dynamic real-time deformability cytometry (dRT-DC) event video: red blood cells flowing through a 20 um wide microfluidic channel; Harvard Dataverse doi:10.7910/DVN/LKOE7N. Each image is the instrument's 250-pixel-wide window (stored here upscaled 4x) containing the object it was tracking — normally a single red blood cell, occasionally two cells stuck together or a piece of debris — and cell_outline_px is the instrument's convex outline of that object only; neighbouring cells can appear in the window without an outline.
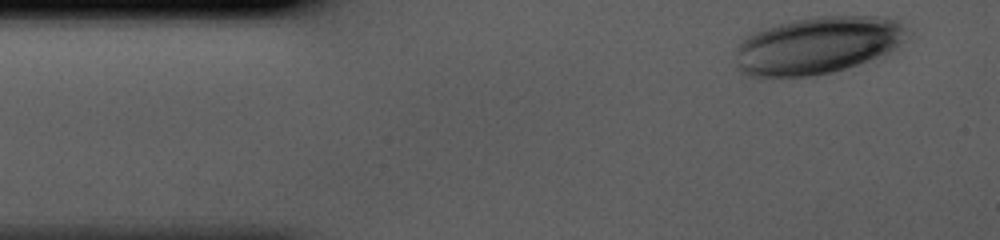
{"species": "human", "species_latin": "Homo sapiens", "temperature_condition": "cold", "stored_images_in_passage": 34, "camera_frame_rate_fps": 3000, "um_per_image_px": 0.085, "donor": {"sex": "male"}, "frame": {"image": 1, "passage_image": 1, "time_ms": 0.0, "image_size_px": [1000, 240], "cell_outline_px": [[912, 32], [904, 40], [884, 56], [832, 72], [816, 76], [744, 76], [736, 68], [736, 48], [740, 40], [764, 28], [792, 20], [812, 16], [876, 16], [896, 20]], "centroid_in_image_um": [69.49, 3.85], "position_along_channel_um": 15.5, "area_um2": 57.68}}
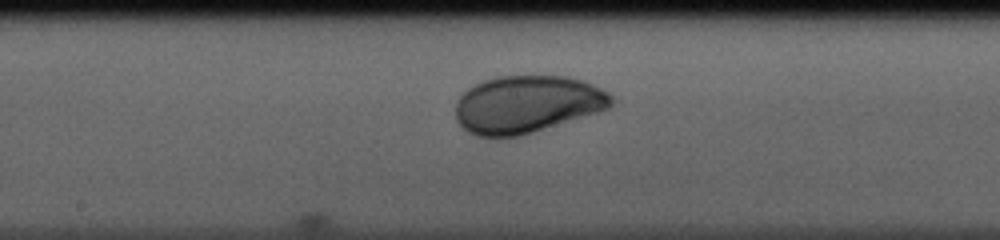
{"frame": {"image": 2, "passage_image": 19, "time_ms": 6.0, "image_size_px": [1000, 240], "cell_outline_px": [[612, 104], [608, 108], [596, 112], [532, 132], [516, 136], [476, 136], [468, 132], [456, 120], [456, 100], [468, 88], [484, 80], [496, 76], [564, 76], [584, 80], [608, 92], [612, 96]], "centroid_in_image_um": [44.77, 8.84], "position_along_channel_um": 203.4, "area_um2": 51.62}}
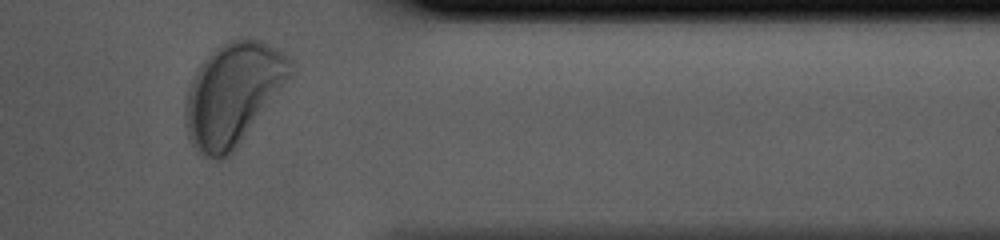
{"frame": {"image": 3, "passage_image": 33, "time_ms": 10.667, "image_size_px": [1000, 240], "cell_outline_px": [[292, 76], [236, 148], [224, 160], [216, 160], [200, 152], [192, 144], [188, 136], [184, 120], [184, 108], [188, 88], [200, 64], [220, 44], [236, 36], [248, 36], [260, 40], [284, 52], [288, 56], [292, 64]], "centroid_in_image_um": [19.81, 7.94], "position_along_channel_um": 391.6, "area_um2": 62.71}}